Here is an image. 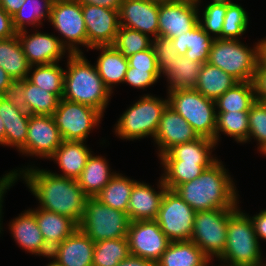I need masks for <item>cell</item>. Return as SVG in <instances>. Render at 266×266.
<instances>
[{"mask_svg":"<svg viewBox=\"0 0 266 266\" xmlns=\"http://www.w3.org/2000/svg\"><path fill=\"white\" fill-rule=\"evenodd\" d=\"M19 178L25 180L42 208L47 211L69 217L78 225L84 214L85 201L88 198L76 179L61 177L50 170L40 168H21Z\"/></svg>","mask_w":266,"mask_h":266,"instance_id":"cell-1","label":"cell"},{"mask_svg":"<svg viewBox=\"0 0 266 266\" xmlns=\"http://www.w3.org/2000/svg\"><path fill=\"white\" fill-rule=\"evenodd\" d=\"M228 171L217 159L203 173L174 191L196 212L238 208V193Z\"/></svg>","mask_w":266,"mask_h":266,"instance_id":"cell-2","label":"cell"},{"mask_svg":"<svg viewBox=\"0 0 266 266\" xmlns=\"http://www.w3.org/2000/svg\"><path fill=\"white\" fill-rule=\"evenodd\" d=\"M67 61L62 98L88 105L104 114L112 93L104 85L96 66L91 65L83 53H68Z\"/></svg>","mask_w":266,"mask_h":266,"instance_id":"cell-3","label":"cell"},{"mask_svg":"<svg viewBox=\"0 0 266 266\" xmlns=\"http://www.w3.org/2000/svg\"><path fill=\"white\" fill-rule=\"evenodd\" d=\"M259 243L251 218L238 208L228 219L226 246L218 259L228 264L223 266H266Z\"/></svg>","mask_w":266,"mask_h":266,"instance_id":"cell-4","label":"cell"},{"mask_svg":"<svg viewBox=\"0 0 266 266\" xmlns=\"http://www.w3.org/2000/svg\"><path fill=\"white\" fill-rule=\"evenodd\" d=\"M207 62L238 82L253 81L260 62V42L252 49L239 40L215 39Z\"/></svg>","mask_w":266,"mask_h":266,"instance_id":"cell-5","label":"cell"},{"mask_svg":"<svg viewBox=\"0 0 266 266\" xmlns=\"http://www.w3.org/2000/svg\"><path fill=\"white\" fill-rule=\"evenodd\" d=\"M168 94V106L180 114L199 137L215 141V101L206 98L194 88L176 89Z\"/></svg>","mask_w":266,"mask_h":266,"instance_id":"cell-6","label":"cell"},{"mask_svg":"<svg viewBox=\"0 0 266 266\" xmlns=\"http://www.w3.org/2000/svg\"><path fill=\"white\" fill-rule=\"evenodd\" d=\"M168 106V99H159L147 94L130 106L115 125L119 138L138 140L144 137H155L162 113Z\"/></svg>","mask_w":266,"mask_h":266,"instance_id":"cell-7","label":"cell"},{"mask_svg":"<svg viewBox=\"0 0 266 266\" xmlns=\"http://www.w3.org/2000/svg\"><path fill=\"white\" fill-rule=\"evenodd\" d=\"M130 219L126 212L87 198L79 228L93 241L127 238Z\"/></svg>","mask_w":266,"mask_h":266,"instance_id":"cell-8","label":"cell"},{"mask_svg":"<svg viewBox=\"0 0 266 266\" xmlns=\"http://www.w3.org/2000/svg\"><path fill=\"white\" fill-rule=\"evenodd\" d=\"M237 209L223 208L195 213L190 241L194 242L210 260H213L214 256L219 258L223 254L228 219Z\"/></svg>","mask_w":266,"mask_h":266,"instance_id":"cell-9","label":"cell"},{"mask_svg":"<svg viewBox=\"0 0 266 266\" xmlns=\"http://www.w3.org/2000/svg\"><path fill=\"white\" fill-rule=\"evenodd\" d=\"M48 22L63 36L60 42L70 54L83 53L78 44L88 48L82 4L78 0H54Z\"/></svg>","mask_w":266,"mask_h":266,"instance_id":"cell-10","label":"cell"},{"mask_svg":"<svg viewBox=\"0 0 266 266\" xmlns=\"http://www.w3.org/2000/svg\"><path fill=\"white\" fill-rule=\"evenodd\" d=\"M51 117L63 140L85 142L91 129L99 125L103 114L88 105L61 98Z\"/></svg>","mask_w":266,"mask_h":266,"instance_id":"cell-11","label":"cell"},{"mask_svg":"<svg viewBox=\"0 0 266 266\" xmlns=\"http://www.w3.org/2000/svg\"><path fill=\"white\" fill-rule=\"evenodd\" d=\"M195 213L174 190L167 189L156 221L171 241H189L193 233Z\"/></svg>","mask_w":266,"mask_h":266,"instance_id":"cell-12","label":"cell"},{"mask_svg":"<svg viewBox=\"0 0 266 266\" xmlns=\"http://www.w3.org/2000/svg\"><path fill=\"white\" fill-rule=\"evenodd\" d=\"M127 239L130 255L157 263L171 240L161 230L156 220L131 221Z\"/></svg>","mask_w":266,"mask_h":266,"instance_id":"cell-13","label":"cell"},{"mask_svg":"<svg viewBox=\"0 0 266 266\" xmlns=\"http://www.w3.org/2000/svg\"><path fill=\"white\" fill-rule=\"evenodd\" d=\"M201 0H181L175 3L159 4V36L172 39L198 25Z\"/></svg>","mask_w":266,"mask_h":266,"instance_id":"cell-14","label":"cell"},{"mask_svg":"<svg viewBox=\"0 0 266 266\" xmlns=\"http://www.w3.org/2000/svg\"><path fill=\"white\" fill-rule=\"evenodd\" d=\"M88 38V48L113 46L119 30L118 10L92 4H82Z\"/></svg>","mask_w":266,"mask_h":266,"instance_id":"cell-15","label":"cell"},{"mask_svg":"<svg viewBox=\"0 0 266 266\" xmlns=\"http://www.w3.org/2000/svg\"><path fill=\"white\" fill-rule=\"evenodd\" d=\"M62 141L58 127L51 116L30 115L25 149L21 153L49 159Z\"/></svg>","mask_w":266,"mask_h":266,"instance_id":"cell-16","label":"cell"},{"mask_svg":"<svg viewBox=\"0 0 266 266\" xmlns=\"http://www.w3.org/2000/svg\"><path fill=\"white\" fill-rule=\"evenodd\" d=\"M159 4L151 0H123L119 10V25L145 35L159 36Z\"/></svg>","mask_w":266,"mask_h":266,"instance_id":"cell-17","label":"cell"},{"mask_svg":"<svg viewBox=\"0 0 266 266\" xmlns=\"http://www.w3.org/2000/svg\"><path fill=\"white\" fill-rule=\"evenodd\" d=\"M16 34L31 66L58 63L67 51L60 42L61 39L53 34L41 33L37 30L31 35H27V30Z\"/></svg>","mask_w":266,"mask_h":266,"instance_id":"cell-18","label":"cell"},{"mask_svg":"<svg viewBox=\"0 0 266 266\" xmlns=\"http://www.w3.org/2000/svg\"><path fill=\"white\" fill-rule=\"evenodd\" d=\"M193 127L171 107L167 106L162 113L159 126L154 137L158 145L159 157L172 147L198 139Z\"/></svg>","mask_w":266,"mask_h":266,"instance_id":"cell-19","label":"cell"},{"mask_svg":"<svg viewBox=\"0 0 266 266\" xmlns=\"http://www.w3.org/2000/svg\"><path fill=\"white\" fill-rule=\"evenodd\" d=\"M93 242L79 227L51 250L50 257L58 266H93Z\"/></svg>","mask_w":266,"mask_h":266,"instance_id":"cell-20","label":"cell"},{"mask_svg":"<svg viewBox=\"0 0 266 266\" xmlns=\"http://www.w3.org/2000/svg\"><path fill=\"white\" fill-rule=\"evenodd\" d=\"M157 186L160 191L156 192L147 183H141L140 181L134 183L127 211L130 221L156 220L161 200L168 189L164 184L162 176Z\"/></svg>","mask_w":266,"mask_h":266,"instance_id":"cell-21","label":"cell"},{"mask_svg":"<svg viewBox=\"0 0 266 266\" xmlns=\"http://www.w3.org/2000/svg\"><path fill=\"white\" fill-rule=\"evenodd\" d=\"M9 229L13 238L25 251L50 257L51 249L46 245L43 235L38 227L36 218L31 209L21 213L15 220L9 223Z\"/></svg>","mask_w":266,"mask_h":266,"instance_id":"cell-22","label":"cell"},{"mask_svg":"<svg viewBox=\"0 0 266 266\" xmlns=\"http://www.w3.org/2000/svg\"><path fill=\"white\" fill-rule=\"evenodd\" d=\"M46 245L52 250L68 236H71L79 225L69 217L47 211L42 208L32 210Z\"/></svg>","mask_w":266,"mask_h":266,"instance_id":"cell-23","label":"cell"},{"mask_svg":"<svg viewBox=\"0 0 266 266\" xmlns=\"http://www.w3.org/2000/svg\"><path fill=\"white\" fill-rule=\"evenodd\" d=\"M89 148L83 141H66L56 149L49 159L58 163L62 174L54 173L57 176L77 179L84 169L88 157L91 155Z\"/></svg>","mask_w":266,"mask_h":266,"instance_id":"cell-24","label":"cell"},{"mask_svg":"<svg viewBox=\"0 0 266 266\" xmlns=\"http://www.w3.org/2000/svg\"><path fill=\"white\" fill-rule=\"evenodd\" d=\"M0 116L5 127L4 146H15L22 152L25 149L30 114L0 97Z\"/></svg>","mask_w":266,"mask_h":266,"instance_id":"cell-25","label":"cell"},{"mask_svg":"<svg viewBox=\"0 0 266 266\" xmlns=\"http://www.w3.org/2000/svg\"><path fill=\"white\" fill-rule=\"evenodd\" d=\"M91 49L101 51L95 66L104 85L113 93V85L123 83L124 81L129 67L128 59L114 46H96Z\"/></svg>","mask_w":266,"mask_h":266,"instance_id":"cell-26","label":"cell"},{"mask_svg":"<svg viewBox=\"0 0 266 266\" xmlns=\"http://www.w3.org/2000/svg\"><path fill=\"white\" fill-rule=\"evenodd\" d=\"M171 40L179 55L204 64L208 61L209 52L215 38L206 33L198 24L194 29Z\"/></svg>","mask_w":266,"mask_h":266,"instance_id":"cell-27","label":"cell"},{"mask_svg":"<svg viewBox=\"0 0 266 266\" xmlns=\"http://www.w3.org/2000/svg\"><path fill=\"white\" fill-rule=\"evenodd\" d=\"M116 172H111L107 160L91 154L80 176L76 179L84 194L94 198L112 179Z\"/></svg>","mask_w":266,"mask_h":266,"instance_id":"cell-28","label":"cell"},{"mask_svg":"<svg viewBox=\"0 0 266 266\" xmlns=\"http://www.w3.org/2000/svg\"><path fill=\"white\" fill-rule=\"evenodd\" d=\"M209 263L210 259L194 242L171 241L156 266H209Z\"/></svg>","mask_w":266,"mask_h":266,"instance_id":"cell-29","label":"cell"},{"mask_svg":"<svg viewBox=\"0 0 266 266\" xmlns=\"http://www.w3.org/2000/svg\"><path fill=\"white\" fill-rule=\"evenodd\" d=\"M0 67L14 80L26 79L32 71L17 34L0 39Z\"/></svg>","mask_w":266,"mask_h":266,"instance_id":"cell-30","label":"cell"},{"mask_svg":"<svg viewBox=\"0 0 266 266\" xmlns=\"http://www.w3.org/2000/svg\"><path fill=\"white\" fill-rule=\"evenodd\" d=\"M236 83L238 81L231 75L206 62L202 64L194 89L206 98L215 101Z\"/></svg>","mask_w":266,"mask_h":266,"instance_id":"cell-31","label":"cell"},{"mask_svg":"<svg viewBox=\"0 0 266 266\" xmlns=\"http://www.w3.org/2000/svg\"><path fill=\"white\" fill-rule=\"evenodd\" d=\"M216 146L214 140L205 137L176 145L167 153L160 156V160H182V163H214L217 159L211 156Z\"/></svg>","mask_w":266,"mask_h":266,"instance_id":"cell-32","label":"cell"},{"mask_svg":"<svg viewBox=\"0 0 266 266\" xmlns=\"http://www.w3.org/2000/svg\"><path fill=\"white\" fill-rule=\"evenodd\" d=\"M256 100L253 81L238 82L215 100L216 112L249 111Z\"/></svg>","mask_w":266,"mask_h":266,"instance_id":"cell-33","label":"cell"},{"mask_svg":"<svg viewBox=\"0 0 266 266\" xmlns=\"http://www.w3.org/2000/svg\"><path fill=\"white\" fill-rule=\"evenodd\" d=\"M135 182L136 180L116 173L94 198L110 208L127 213L129 198Z\"/></svg>","mask_w":266,"mask_h":266,"instance_id":"cell-34","label":"cell"},{"mask_svg":"<svg viewBox=\"0 0 266 266\" xmlns=\"http://www.w3.org/2000/svg\"><path fill=\"white\" fill-rule=\"evenodd\" d=\"M162 178L169 190L199 177L213 163H182V160H161Z\"/></svg>","mask_w":266,"mask_h":266,"instance_id":"cell-35","label":"cell"},{"mask_svg":"<svg viewBox=\"0 0 266 266\" xmlns=\"http://www.w3.org/2000/svg\"><path fill=\"white\" fill-rule=\"evenodd\" d=\"M201 62L193 61L186 56H178L171 65L168 78V93L176 89L195 88L200 73Z\"/></svg>","mask_w":266,"mask_h":266,"instance_id":"cell-36","label":"cell"},{"mask_svg":"<svg viewBox=\"0 0 266 266\" xmlns=\"http://www.w3.org/2000/svg\"><path fill=\"white\" fill-rule=\"evenodd\" d=\"M248 112H216L215 143L219 142L220 132L235 138L237 143H246L249 135Z\"/></svg>","mask_w":266,"mask_h":266,"instance_id":"cell-37","label":"cell"},{"mask_svg":"<svg viewBox=\"0 0 266 266\" xmlns=\"http://www.w3.org/2000/svg\"><path fill=\"white\" fill-rule=\"evenodd\" d=\"M35 68L32 75H28L27 79L36 86L54 93L60 99L64 94V75L65 70L57 63L33 65Z\"/></svg>","mask_w":266,"mask_h":266,"instance_id":"cell-38","label":"cell"},{"mask_svg":"<svg viewBox=\"0 0 266 266\" xmlns=\"http://www.w3.org/2000/svg\"><path fill=\"white\" fill-rule=\"evenodd\" d=\"M130 255L127 238L106 239L95 242L93 266H117Z\"/></svg>","mask_w":266,"mask_h":266,"instance_id":"cell-39","label":"cell"},{"mask_svg":"<svg viewBox=\"0 0 266 266\" xmlns=\"http://www.w3.org/2000/svg\"><path fill=\"white\" fill-rule=\"evenodd\" d=\"M43 2V4H41ZM54 0H25L18 12L12 16L16 32L26 30V25H42L41 19H50Z\"/></svg>","mask_w":266,"mask_h":266,"instance_id":"cell-40","label":"cell"},{"mask_svg":"<svg viewBox=\"0 0 266 266\" xmlns=\"http://www.w3.org/2000/svg\"><path fill=\"white\" fill-rule=\"evenodd\" d=\"M24 97L27 101V112L30 115L51 116L60 102L57 95L34 85L27 78L25 79Z\"/></svg>","mask_w":266,"mask_h":266,"instance_id":"cell-41","label":"cell"},{"mask_svg":"<svg viewBox=\"0 0 266 266\" xmlns=\"http://www.w3.org/2000/svg\"><path fill=\"white\" fill-rule=\"evenodd\" d=\"M113 46L126 58L149 49L152 46L150 36L127 27H119Z\"/></svg>","mask_w":266,"mask_h":266,"instance_id":"cell-42","label":"cell"},{"mask_svg":"<svg viewBox=\"0 0 266 266\" xmlns=\"http://www.w3.org/2000/svg\"><path fill=\"white\" fill-rule=\"evenodd\" d=\"M248 21L246 10L232 0H227L221 39L238 40L239 36L246 32Z\"/></svg>","mask_w":266,"mask_h":266,"instance_id":"cell-43","label":"cell"},{"mask_svg":"<svg viewBox=\"0 0 266 266\" xmlns=\"http://www.w3.org/2000/svg\"><path fill=\"white\" fill-rule=\"evenodd\" d=\"M227 10V0H213L203 11V20L199 18L198 23L203 30L215 39H221L224 17Z\"/></svg>","mask_w":266,"mask_h":266,"instance_id":"cell-44","label":"cell"},{"mask_svg":"<svg viewBox=\"0 0 266 266\" xmlns=\"http://www.w3.org/2000/svg\"><path fill=\"white\" fill-rule=\"evenodd\" d=\"M248 123L247 141L254 137L259 144L258 150L263 153L266 150V103L256 100L248 112Z\"/></svg>","mask_w":266,"mask_h":266,"instance_id":"cell-45","label":"cell"},{"mask_svg":"<svg viewBox=\"0 0 266 266\" xmlns=\"http://www.w3.org/2000/svg\"><path fill=\"white\" fill-rule=\"evenodd\" d=\"M152 48L157 59L160 75L165 74L166 76L171 71V65L176 57L180 56L177 48L173 46L171 39L161 36L152 39Z\"/></svg>","mask_w":266,"mask_h":266,"instance_id":"cell-46","label":"cell"},{"mask_svg":"<svg viewBox=\"0 0 266 266\" xmlns=\"http://www.w3.org/2000/svg\"><path fill=\"white\" fill-rule=\"evenodd\" d=\"M161 77L159 70H141L128 67L123 83L137 89H145L157 82Z\"/></svg>","mask_w":266,"mask_h":266,"instance_id":"cell-47","label":"cell"},{"mask_svg":"<svg viewBox=\"0 0 266 266\" xmlns=\"http://www.w3.org/2000/svg\"><path fill=\"white\" fill-rule=\"evenodd\" d=\"M25 79L12 80L0 96L16 108L27 112V101L24 97Z\"/></svg>","mask_w":266,"mask_h":266,"instance_id":"cell-48","label":"cell"},{"mask_svg":"<svg viewBox=\"0 0 266 266\" xmlns=\"http://www.w3.org/2000/svg\"><path fill=\"white\" fill-rule=\"evenodd\" d=\"M127 59L129 67H135L141 70H159L152 46L149 49L129 56Z\"/></svg>","mask_w":266,"mask_h":266,"instance_id":"cell-49","label":"cell"},{"mask_svg":"<svg viewBox=\"0 0 266 266\" xmlns=\"http://www.w3.org/2000/svg\"><path fill=\"white\" fill-rule=\"evenodd\" d=\"M256 99L266 103V66L260 61L253 80Z\"/></svg>","mask_w":266,"mask_h":266,"instance_id":"cell-50","label":"cell"},{"mask_svg":"<svg viewBox=\"0 0 266 266\" xmlns=\"http://www.w3.org/2000/svg\"><path fill=\"white\" fill-rule=\"evenodd\" d=\"M18 170H14L9 173H6L5 175H3L2 178H0V233L2 230L1 227V217H2V203H3V197H4V193L7 192V189H10V187L12 186V184L14 185V183L16 182V180L18 179L19 175H18Z\"/></svg>","mask_w":266,"mask_h":266,"instance_id":"cell-51","label":"cell"},{"mask_svg":"<svg viewBox=\"0 0 266 266\" xmlns=\"http://www.w3.org/2000/svg\"><path fill=\"white\" fill-rule=\"evenodd\" d=\"M12 24V17L0 7V39H7L16 35Z\"/></svg>","mask_w":266,"mask_h":266,"instance_id":"cell-52","label":"cell"},{"mask_svg":"<svg viewBox=\"0 0 266 266\" xmlns=\"http://www.w3.org/2000/svg\"><path fill=\"white\" fill-rule=\"evenodd\" d=\"M254 225L256 236L266 240V210H261L257 215L250 217Z\"/></svg>","mask_w":266,"mask_h":266,"instance_id":"cell-53","label":"cell"},{"mask_svg":"<svg viewBox=\"0 0 266 266\" xmlns=\"http://www.w3.org/2000/svg\"><path fill=\"white\" fill-rule=\"evenodd\" d=\"M117 266H156V263L141 257L129 255L120 261Z\"/></svg>","mask_w":266,"mask_h":266,"instance_id":"cell-54","label":"cell"},{"mask_svg":"<svg viewBox=\"0 0 266 266\" xmlns=\"http://www.w3.org/2000/svg\"><path fill=\"white\" fill-rule=\"evenodd\" d=\"M81 4H92L109 9L119 10L123 0H78Z\"/></svg>","mask_w":266,"mask_h":266,"instance_id":"cell-55","label":"cell"},{"mask_svg":"<svg viewBox=\"0 0 266 266\" xmlns=\"http://www.w3.org/2000/svg\"><path fill=\"white\" fill-rule=\"evenodd\" d=\"M25 0H0V7L11 17L19 11Z\"/></svg>","mask_w":266,"mask_h":266,"instance_id":"cell-56","label":"cell"},{"mask_svg":"<svg viewBox=\"0 0 266 266\" xmlns=\"http://www.w3.org/2000/svg\"><path fill=\"white\" fill-rule=\"evenodd\" d=\"M13 79L7 74V72L0 67V96L3 94L4 89L9 85Z\"/></svg>","mask_w":266,"mask_h":266,"instance_id":"cell-57","label":"cell"},{"mask_svg":"<svg viewBox=\"0 0 266 266\" xmlns=\"http://www.w3.org/2000/svg\"><path fill=\"white\" fill-rule=\"evenodd\" d=\"M260 42V61L266 66V37Z\"/></svg>","mask_w":266,"mask_h":266,"instance_id":"cell-58","label":"cell"},{"mask_svg":"<svg viewBox=\"0 0 266 266\" xmlns=\"http://www.w3.org/2000/svg\"><path fill=\"white\" fill-rule=\"evenodd\" d=\"M5 142V127L0 116V145H4Z\"/></svg>","mask_w":266,"mask_h":266,"instance_id":"cell-59","label":"cell"},{"mask_svg":"<svg viewBox=\"0 0 266 266\" xmlns=\"http://www.w3.org/2000/svg\"><path fill=\"white\" fill-rule=\"evenodd\" d=\"M152 2H155L157 4H166V3H175L179 2L181 0H151Z\"/></svg>","mask_w":266,"mask_h":266,"instance_id":"cell-60","label":"cell"},{"mask_svg":"<svg viewBox=\"0 0 266 266\" xmlns=\"http://www.w3.org/2000/svg\"><path fill=\"white\" fill-rule=\"evenodd\" d=\"M47 266H58V265H56V264L52 261V262H50L49 264H47Z\"/></svg>","mask_w":266,"mask_h":266,"instance_id":"cell-61","label":"cell"}]
</instances>
